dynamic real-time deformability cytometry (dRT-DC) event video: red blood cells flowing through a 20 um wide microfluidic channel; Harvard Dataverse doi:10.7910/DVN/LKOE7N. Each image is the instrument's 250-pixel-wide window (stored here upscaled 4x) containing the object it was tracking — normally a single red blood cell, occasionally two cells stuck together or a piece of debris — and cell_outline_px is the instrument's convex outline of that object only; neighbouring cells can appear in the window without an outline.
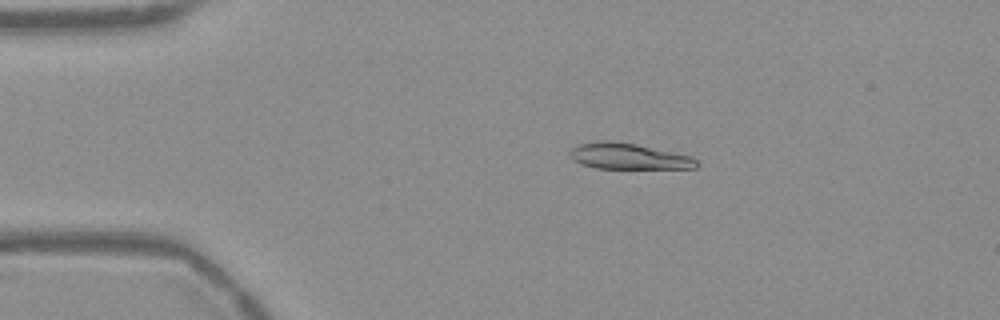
{"species": "Egyptian fruit bat (a non-hibernating species)", "species_latin": "Rousettus aegyptiacus", "temperature_condition": "warm", "stored_images_in_passage": 46, "camera_frame_rate_fps": 3000, "um_per_image_px": 0.085, "frame": {"image": 1, "passage_image": 3, "time_ms": 0.667, "image_size_px": [1000, 320], "cell_outline_px": [[700, 164], [696, 168], [596, 168], [580, 164], [572, 160], [568, 156], [568, 152], [576, 144], [596, 140], [612, 140], [636, 144], [692, 156]], "centroid_in_image_um": [53.35, 13.27], "position_along_channel_um": 31.7, "area_um2": 19.48}}
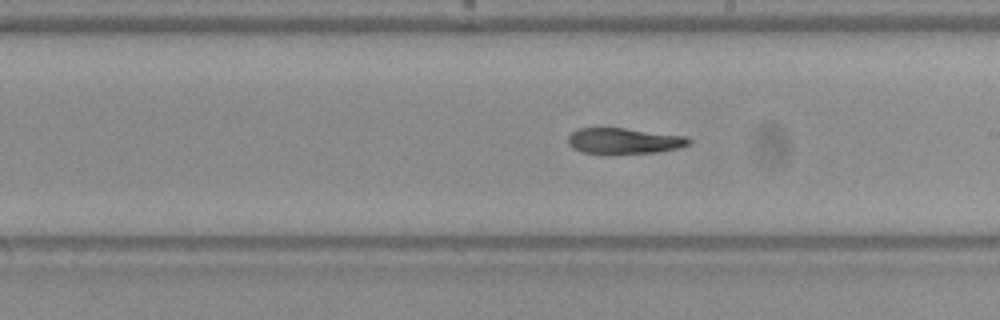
{"frame": {"image": 2, "passage_image": 23, "time_ms": 7.333, "image_size_px": [1000, 320], "cell_outline_px": [[692, 140], [688, 144], [680, 148], [660, 152], [612, 156], [604, 156], [580, 152], [572, 148], [568, 144], [568, 136], [572, 132], [580, 128], [624, 128], [688, 136]], "centroid_in_image_um": [53.02, 12.03], "position_along_channel_um": 236.0, "area_um2": 19.13}}
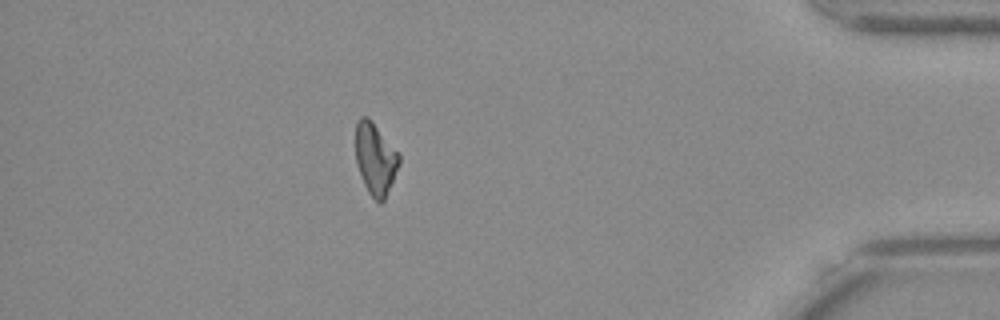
{"frame": {"image": 3, "passage_image": 40, "time_ms": 13.0, "image_size_px": [1000, 320], "cell_outline_px": [[400, 164], [384, 200], [380, 204], [368, 192], [360, 176], [356, 164], [356, 120], [360, 116], [368, 116], [372, 120], [400, 152]], "centroid_in_image_um": [31.91, 13.45], "position_along_channel_um": 403.3, "area_um2": 18.55}}